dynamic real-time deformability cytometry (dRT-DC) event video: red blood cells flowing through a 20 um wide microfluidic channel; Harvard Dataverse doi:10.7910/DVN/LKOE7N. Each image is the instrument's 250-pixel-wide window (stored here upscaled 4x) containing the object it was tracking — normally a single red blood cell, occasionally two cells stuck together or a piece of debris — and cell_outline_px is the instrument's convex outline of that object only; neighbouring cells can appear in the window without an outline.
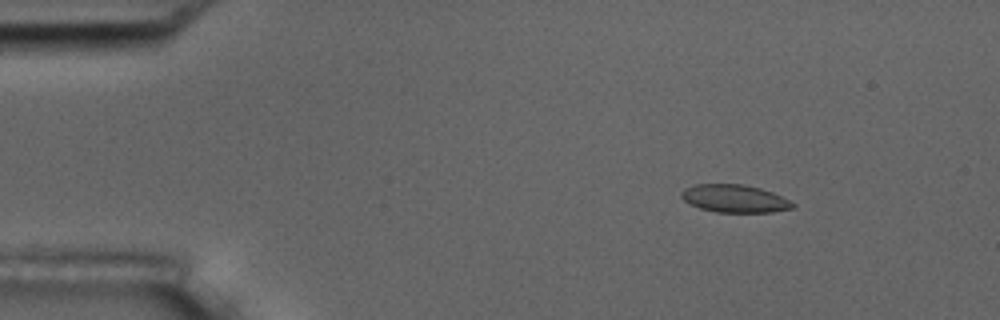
{"species": "common noctule bat (a hibernating species)", "species_latin": "Nyctalus noctula", "temperature_condition": "room temperature", "stored_images_in_passage": 5, "camera_frame_rate_fps": 3000, "um_per_image_px": 0.085, "animal": {"sex": "male", "body_mass_g": 17.5, "forearm_length_mm": 52.3}, "frame": {"image": 1, "passage_image": 2, "time_ms": 1.333, "image_size_px": [1000, 320], "cell_outline_px": [[796, 204], [792, 208], [772, 212], [716, 212], [700, 208], [684, 200], [680, 196], [680, 192], [684, 188], [696, 184], [744, 184], [760, 188], [772, 192]], "centroid_in_image_um": [62.42, 16.87], "position_along_channel_um": 22.6, "area_um2": 17.92}}
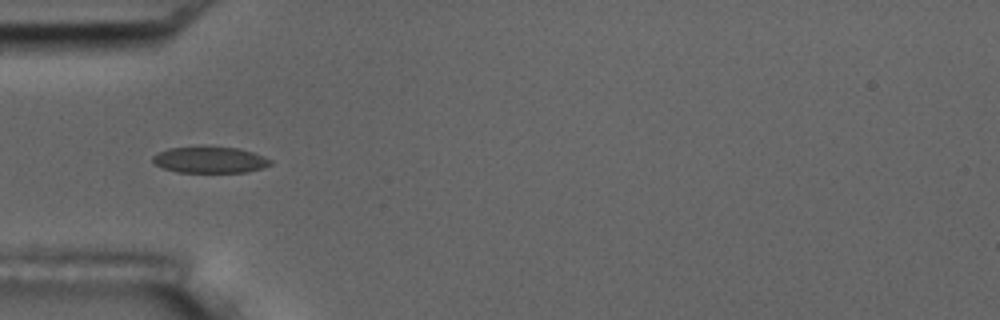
{"frame": {"image": 2, "passage_image": 5, "time_ms": 4.667, "image_size_px": [1000, 320], "cell_outline_px": [[272, 164], [260, 168], [244, 172], [176, 172], [164, 168], [156, 164], [152, 160], [152, 156], [168, 148], [200, 144], [240, 148], [264, 156], [272, 160]], "centroid_in_image_um": [17.82, 13.54], "position_along_channel_um": 67.2, "area_um2": 18.55}}